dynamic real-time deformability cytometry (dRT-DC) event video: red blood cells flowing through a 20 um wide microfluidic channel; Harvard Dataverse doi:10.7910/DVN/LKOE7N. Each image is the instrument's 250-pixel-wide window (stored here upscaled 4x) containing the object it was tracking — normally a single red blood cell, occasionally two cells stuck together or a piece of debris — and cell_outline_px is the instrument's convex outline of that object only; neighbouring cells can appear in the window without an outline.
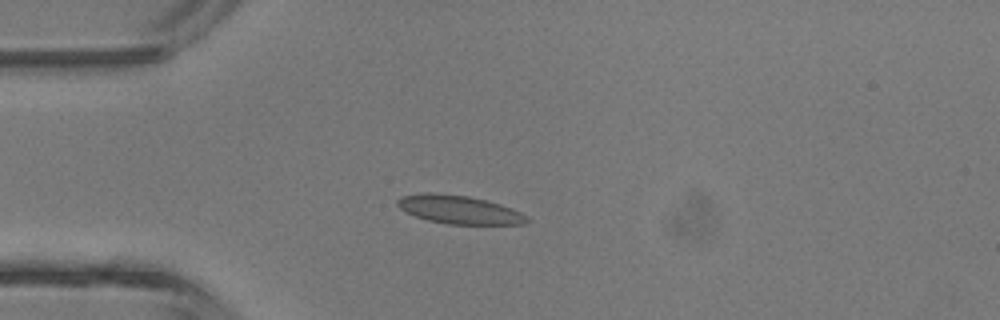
{"species": "common noctule bat (a hibernating species)", "species_latin": "Nyctalus noctula", "temperature_condition": "room temperature", "stored_images_in_passage": 3, "camera_frame_rate_fps": 3000, "um_per_image_px": 0.085, "animal": {"sex": "male", "body_mass_g": 13.3}, "frame": {"image": 1, "passage_image": 2, "time_ms": 1.333, "image_size_px": [1000, 320], "cell_outline_px": [[532, 220], [524, 224], [448, 224], [428, 220], [416, 216], [400, 208], [396, 204], [396, 200], [400, 196], [424, 192], [432, 192], [468, 196], [488, 200], [512, 208], [528, 216]], "centroid_in_image_um": [39.05, 17.81], "position_along_channel_um": 46.0, "area_um2": 21.56}}